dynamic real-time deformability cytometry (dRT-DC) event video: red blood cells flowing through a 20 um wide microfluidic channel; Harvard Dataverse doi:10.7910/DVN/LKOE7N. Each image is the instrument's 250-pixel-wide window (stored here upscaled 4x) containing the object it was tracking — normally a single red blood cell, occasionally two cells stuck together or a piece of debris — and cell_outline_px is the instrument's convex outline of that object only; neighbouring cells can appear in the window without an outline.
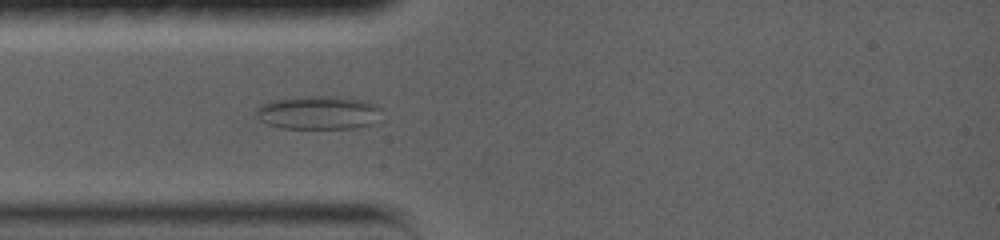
{"species": "common noctule bat (a hibernating species)", "species_latin": "Nyctalus noctula", "temperature_condition": "warm", "stored_images_in_passage": 11, "camera_frame_rate_fps": 5000, "um_per_image_px": 0.085, "animal": {"sex": "female", "body_mass_g": 19.0, "forearm_length_mm": 56.7}, "frame": {"image": 1, "passage_image": 4, "time_ms": 3.6, "image_size_px": [1000, 240], "cell_outline_px": [[380, 108], [372, 124], [356, 128], [284, 128], [268, 124], [260, 120], [256, 116], [256, 108], [260, 104], [272, 100], [292, 96], [336, 96], [360, 100], [376, 104]], "centroid_in_image_um": [26.98, 9.56], "position_along_channel_um": 58.0, "area_um2": 24.45}}
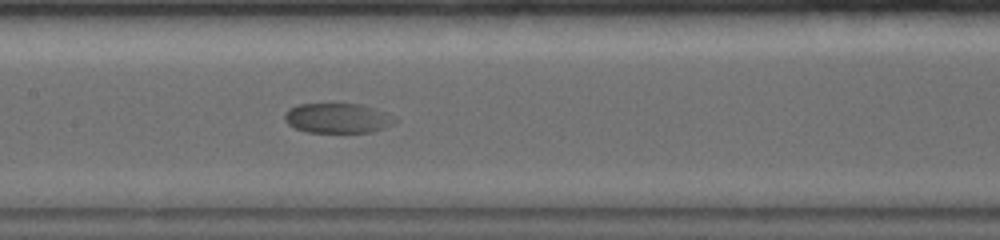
{"frame": {"image": 2, "passage_image": 7, "time_ms": 7.0, "image_size_px": [1000, 240], "cell_outline_px": [[388, 124], [384, 128], [368, 132], [308, 132], [296, 128], [288, 124], [284, 116], [288, 108], [296, 104], [360, 104], [372, 108]], "centroid_in_image_um": [28.41, 10.04], "position_along_channel_um": 179.0, "area_um2": 17.86}}
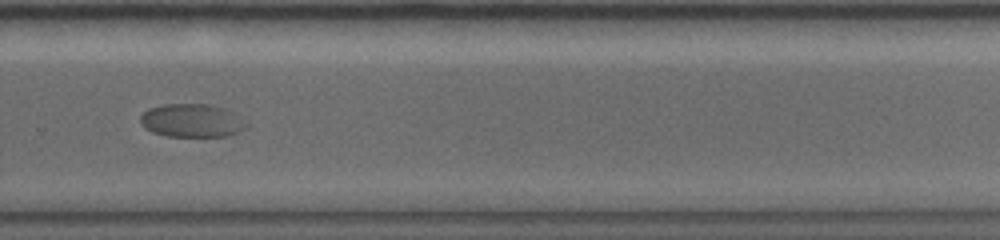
{"frame": {"image": 3, "passage_image": 10, "time_ms": 10.8, "image_size_px": [1000, 240], "cell_outline_px": [[232, 132], [224, 136], [168, 136], [156, 132], [148, 128], [140, 120], [140, 116], [144, 112], [152, 108], [168, 104], [204, 104], [220, 108]], "centroid_in_image_um": [15.86, 10.24], "position_along_channel_um": 313.9, "area_um2": 17.46}}